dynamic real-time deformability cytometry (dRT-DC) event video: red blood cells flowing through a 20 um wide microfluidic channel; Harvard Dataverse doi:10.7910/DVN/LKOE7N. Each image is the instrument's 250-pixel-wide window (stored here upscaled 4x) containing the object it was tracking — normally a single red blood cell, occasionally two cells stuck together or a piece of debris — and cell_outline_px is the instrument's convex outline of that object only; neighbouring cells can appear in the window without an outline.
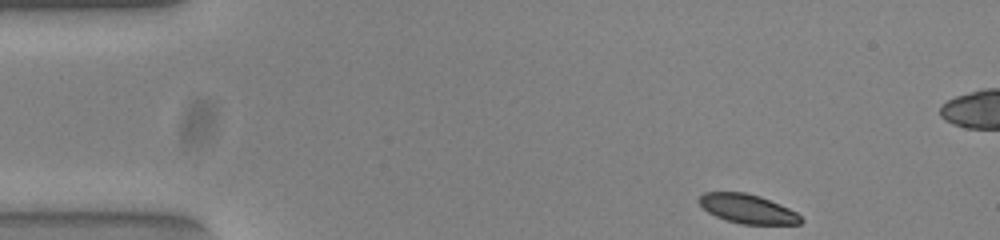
{"species": "common noctule bat (a hibernating species)", "species_latin": "Nyctalus noctula", "temperature_condition": "warm", "stored_images_in_passage": 49, "camera_frame_rate_fps": 3000, "um_per_image_px": 0.085, "animal": {"sex": "female", "body_mass_g": 23.0, "forearm_length_mm": 53.4}, "frame": {"image": 1, "passage_image": 1, "time_ms": 0.0, "image_size_px": [1000, 240], "cell_outline_px": [[804, 220], [800, 224], [740, 224], [716, 216], [708, 212], [700, 204], [700, 196], [704, 192], [744, 192], [760, 196], [780, 204], [796, 212]], "centroid_in_image_um": [63.57, 17.75], "position_along_channel_um": 21.4, "area_um2": 17.11}}
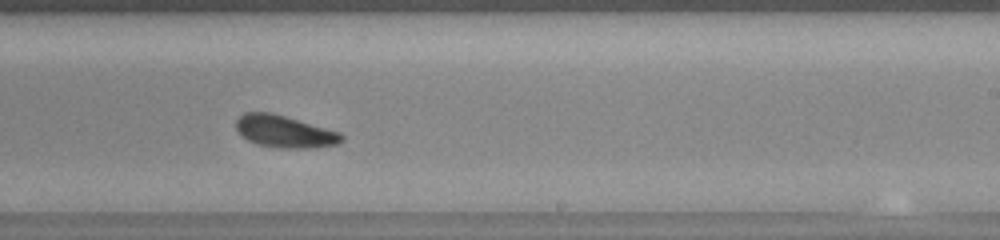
{"frame": {"image": 2, "passage_image": 27, "time_ms": 8.667, "image_size_px": [1000, 240], "cell_outline_px": [[344, 140], [336, 144], [316, 148], [280, 148], [256, 144], [248, 140], [236, 128], [236, 120], [244, 112], [272, 112], [340, 132], [344, 136]], "centroid_in_image_um": [24.21, 11.18], "position_along_channel_um": 264.8, "area_um2": 19.77}}
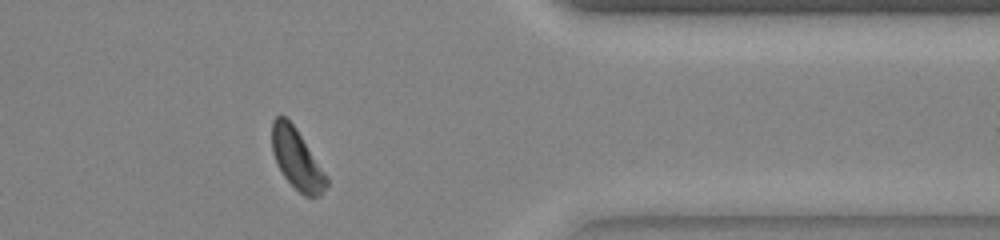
{"frame": {"image": 3, "passage_image": 38, "time_ms": 12.333, "image_size_px": [1000, 240], "cell_outline_px": [[328, 184], [320, 196], [304, 196], [284, 176], [276, 164], [272, 152], [272, 120], [276, 116], [284, 116], [296, 128], [328, 176]], "centroid_in_image_um": [25.23, 13.52], "position_along_channel_um": 386.2, "area_um2": 19.07}, "authors_computed_cell_mechanics": {"area_um2": 19.3052, "velocity_mm_per_s": 3.785, "shape_relaxation_time_tau1_ms": 6.1688, "shape_relaxation_time_tau2_ms": 10.2968, "deformation_change_tau1": 0.1653, "deformation_change_tau2": 0.1584}}